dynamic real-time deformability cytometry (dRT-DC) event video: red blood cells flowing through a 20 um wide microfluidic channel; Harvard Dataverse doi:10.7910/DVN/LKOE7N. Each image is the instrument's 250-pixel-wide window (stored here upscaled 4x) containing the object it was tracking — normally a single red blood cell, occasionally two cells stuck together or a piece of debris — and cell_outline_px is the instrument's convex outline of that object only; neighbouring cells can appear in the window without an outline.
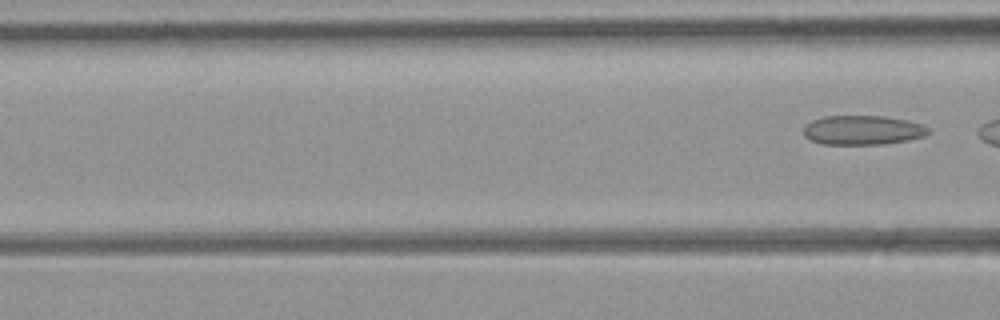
{"species": "common noctule bat (a hibernating species)", "species_latin": "Nyctalus noctula", "temperature_condition": "room temperature", "stored_images_in_passage": 8, "segment_of_instrument_passage": [2, 2], "camera_frame_rate_fps": 3000, "um_per_image_px": 0.085, "animal": {"sex": "female", "body_mass_g": 21.9}, "frame": {"image": 1, "passage_image": 8, "time_ms": 8.667, "image_size_px": [1000, 320], "cell_outline_px": [[932, 132], [924, 136], [908, 140], [884, 144], [824, 144], [808, 140], [804, 136], [804, 124], [812, 120], [824, 116], [884, 116], [908, 120], [932, 128]], "centroid_in_image_um": [73.34, 11.06], "position_along_channel_um": 93.3, "area_um2": 21.62}}